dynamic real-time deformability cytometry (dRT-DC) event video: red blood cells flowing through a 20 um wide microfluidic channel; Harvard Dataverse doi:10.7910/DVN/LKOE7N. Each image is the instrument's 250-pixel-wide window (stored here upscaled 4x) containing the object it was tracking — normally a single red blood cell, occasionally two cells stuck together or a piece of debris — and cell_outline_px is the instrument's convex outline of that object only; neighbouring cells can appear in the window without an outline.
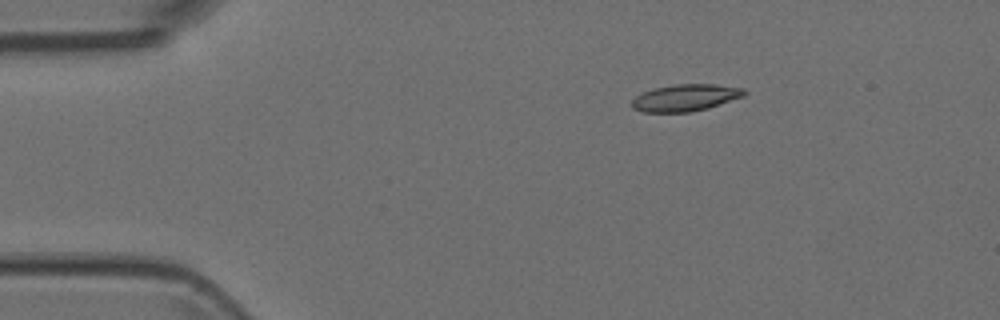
{"species": "Egyptian fruit bat (a non-hibernating species)", "species_latin": "Rousettus aegyptiacus", "temperature_condition": "room temperature", "stored_images_in_passage": 4, "camera_frame_rate_fps": 3000, "um_per_image_px": 0.085, "animal": {"sex": "female"}, "frame": {"image": 1, "passage_image": 2, "time_ms": 0.333, "image_size_px": [1000, 320], "cell_outline_px": [[748, 92], [744, 96], [708, 108], [688, 112], [644, 112], [632, 108], [632, 100], [636, 96], [644, 92], [656, 88], [676, 84], [716, 84], [744, 88]], "centroid_in_image_um": [58.3, 8.3], "position_along_channel_um": 26.7, "area_um2": 17.51}}
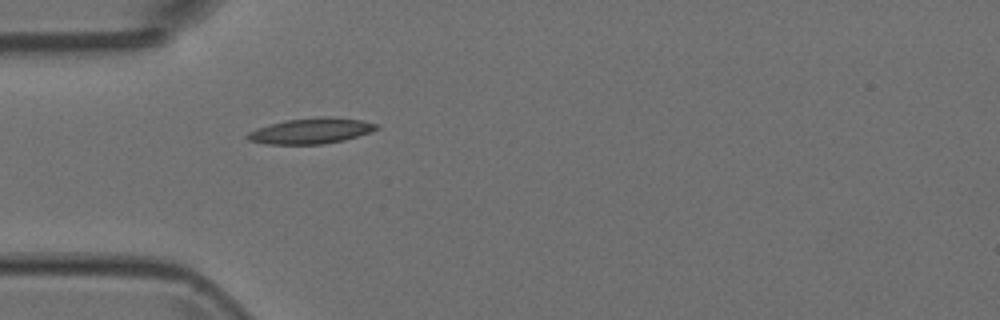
{"frame": {"image": 2, "passage_image": 4, "time_ms": 1.0, "image_size_px": [1000, 320], "cell_outline_px": [[380, 128], [344, 140], [324, 144], [268, 144], [248, 140], [244, 136], [248, 132], [256, 128], [284, 120], [320, 116], [332, 116], [360, 120], [380, 124]], "centroid_in_image_um": [26.42, 11.11], "position_along_channel_um": 58.6, "area_um2": 19.42}}